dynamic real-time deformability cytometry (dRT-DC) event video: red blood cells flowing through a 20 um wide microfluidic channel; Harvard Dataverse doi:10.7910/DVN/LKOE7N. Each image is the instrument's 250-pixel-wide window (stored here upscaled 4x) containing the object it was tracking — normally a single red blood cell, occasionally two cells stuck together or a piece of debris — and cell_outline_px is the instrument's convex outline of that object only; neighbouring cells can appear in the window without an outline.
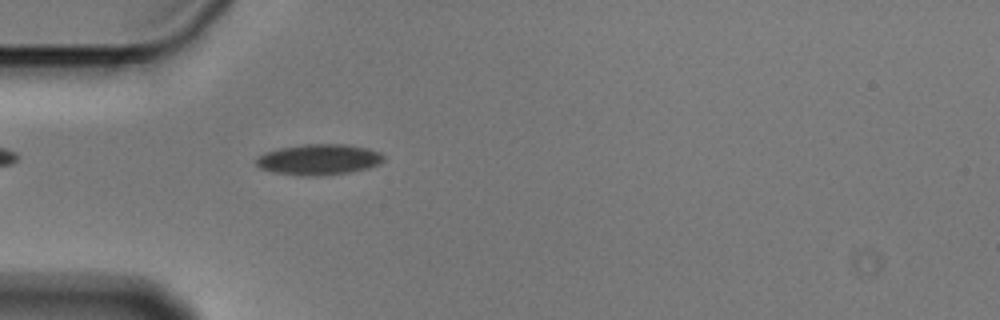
{"species": "Egyptian fruit bat (a non-hibernating species)", "species_latin": "Rousettus aegyptiacus", "temperature_condition": "cold", "stored_images_in_passage": 2, "camera_frame_rate_fps": 3000, "um_per_image_px": 0.085, "animal": {"sex": "male"}, "frame": {"image": 1, "passage_image": 2, "time_ms": 0.333, "image_size_px": [1000, 320], "cell_outline_px": [[384, 160], [380, 164], [368, 168], [352, 172], [320, 176], [304, 176], [272, 172], [260, 168], [256, 164], [256, 160], [260, 156], [268, 152], [280, 148], [304, 144], [348, 144], [368, 148], [380, 152], [384, 156]], "centroid_in_image_um": [27.15, 13.56], "position_along_channel_um": 57.8, "area_um2": 22.95}}